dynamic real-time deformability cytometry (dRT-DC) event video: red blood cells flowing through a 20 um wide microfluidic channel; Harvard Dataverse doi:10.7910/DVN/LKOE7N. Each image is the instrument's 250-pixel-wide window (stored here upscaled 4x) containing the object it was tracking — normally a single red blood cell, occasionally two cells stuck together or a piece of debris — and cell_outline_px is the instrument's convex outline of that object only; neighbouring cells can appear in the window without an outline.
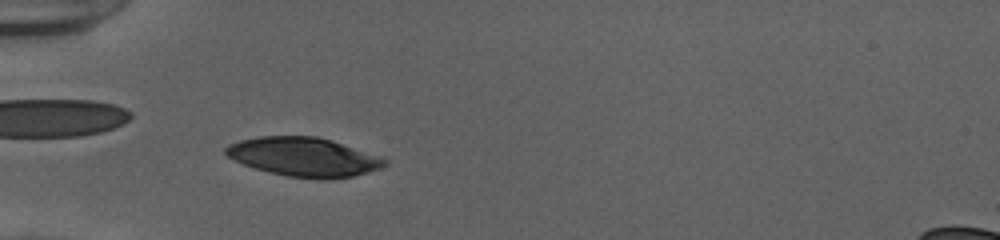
{"species": "human", "species_latin": "Homo sapiens", "temperature_condition": "cold", "stored_images_in_passage": 47, "camera_frame_rate_fps": 3000, "um_per_image_px": 0.085, "donor": {"sex": "female"}, "frame": {"image": 1, "passage_image": 12, "time_ms": 3.667, "image_size_px": [1000, 240], "cell_outline_px": [[388, 164], [380, 168], [352, 176], [324, 180], [288, 176], [268, 172], [244, 164], [228, 156], [224, 152], [224, 148], [228, 144], [240, 140], [260, 136], [316, 136], [332, 140], [388, 160]], "centroid_in_image_um": [25.79, 13.34], "position_along_channel_um": 59.2, "area_um2": 35.78}}
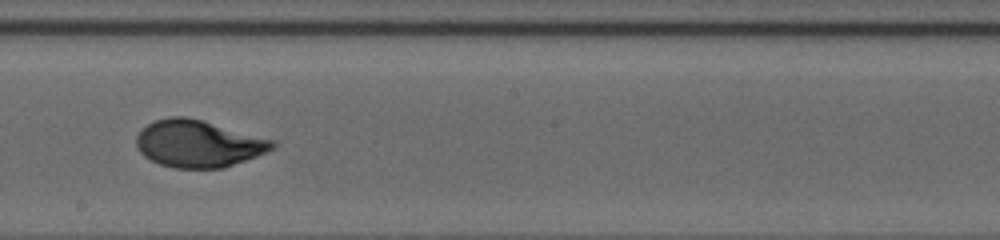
{"frame": {"image": 2, "passage_image": 26, "time_ms": 8.333, "image_size_px": [1000, 240], "cell_outline_px": [[276, 148], [256, 156], [224, 168], [172, 168], [160, 164], [144, 156], [140, 152], [136, 144], [136, 136], [148, 124], [156, 120], [172, 116], [184, 116], [200, 120], [276, 140]], "centroid_in_image_um": [16.88, 12.22], "position_along_channel_um": 231.3, "area_um2": 37.11}}
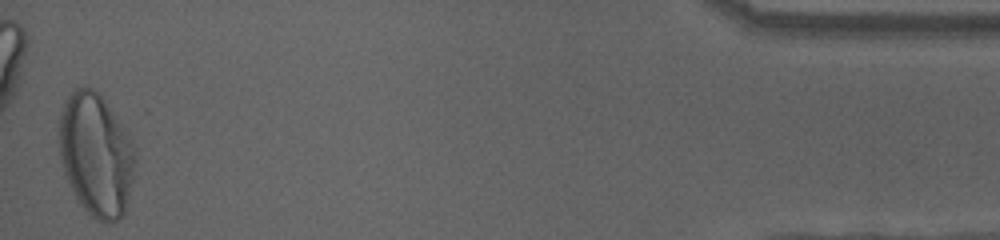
{"frame": {"image": 3, "passage_image": 47, "time_ms": 15.333, "image_size_px": [1000, 240], "cell_outline_px": [[136, 160], [132, 180], [124, 212], [112, 224], [104, 224], [96, 220], [80, 204], [68, 184], [60, 160], [60, 112], [64, 100], [76, 88], [92, 88], [104, 100], [132, 148]], "centroid_in_image_um": [8.11, 13.22], "position_along_channel_um": 427.1, "area_um2": 53.12}, "authors_computed_cell_mechanics": {"area_um2": 37.1076, "velocity_mm_per_s": 3.8933, "shape_relaxation_time_tau1_ms": 5.2102, "shape_relaxation_time_tau2_ms": null, "deformation_change_tau1": 0.2195, "deformation_change_tau2": null}}